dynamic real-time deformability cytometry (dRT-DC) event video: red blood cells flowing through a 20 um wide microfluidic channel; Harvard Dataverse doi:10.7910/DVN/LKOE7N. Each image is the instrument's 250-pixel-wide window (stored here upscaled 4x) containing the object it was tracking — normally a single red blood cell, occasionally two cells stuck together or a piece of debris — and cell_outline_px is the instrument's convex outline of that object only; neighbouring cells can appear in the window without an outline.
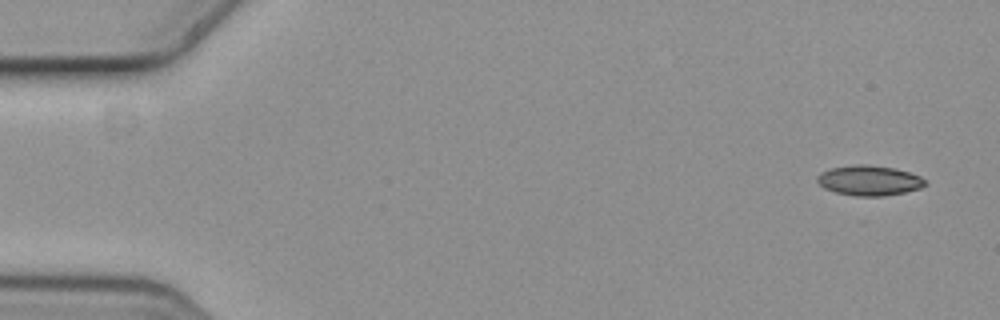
{"species": "common noctule bat (a hibernating species)", "species_latin": "Nyctalus noctula", "temperature_condition": "cold", "stored_images_in_passage": 4, "camera_frame_rate_fps": 3000, "um_per_image_px": 0.085, "animal": {"sex": "female", "body_mass_g": 19.3, "forearm_length_mm": 54.1}, "frame": {"image": 1, "passage_image": 1, "time_ms": 0.0, "image_size_px": [1000, 320], "cell_outline_px": [[924, 184], [920, 188], [904, 192], [884, 196], [856, 196], [836, 192], [824, 188], [816, 180], [816, 176], [820, 172], [832, 168], [852, 164], [868, 164], [896, 168], [920, 176], [924, 180]], "centroid_in_image_um": [73.84, 15.33], "position_along_channel_um": 11.2, "area_um2": 18.9}}
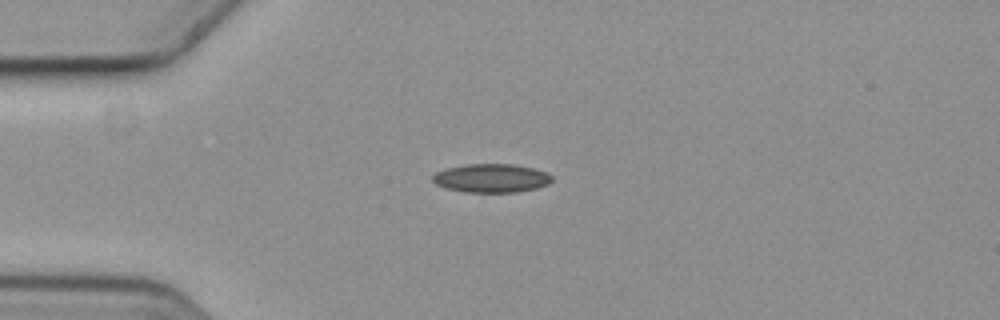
{"frame": {"image": 2, "passage_image": 4, "time_ms": 1.0, "image_size_px": [1000, 320], "cell_outline_px": [[552, 180], [548, 184], [536, 188], [516, 192], [464, 192], [448, 188], [436, 184], [432, 180], [432, 176], [436, 172], [448, 168], [468, 164], [512, 164], [532, 168], [544, 172], [552, 176]], "centroid_in_image_um": [41.76, 15.14], "position_along_channel_um": 43.2, "area_um2": 19.65}}